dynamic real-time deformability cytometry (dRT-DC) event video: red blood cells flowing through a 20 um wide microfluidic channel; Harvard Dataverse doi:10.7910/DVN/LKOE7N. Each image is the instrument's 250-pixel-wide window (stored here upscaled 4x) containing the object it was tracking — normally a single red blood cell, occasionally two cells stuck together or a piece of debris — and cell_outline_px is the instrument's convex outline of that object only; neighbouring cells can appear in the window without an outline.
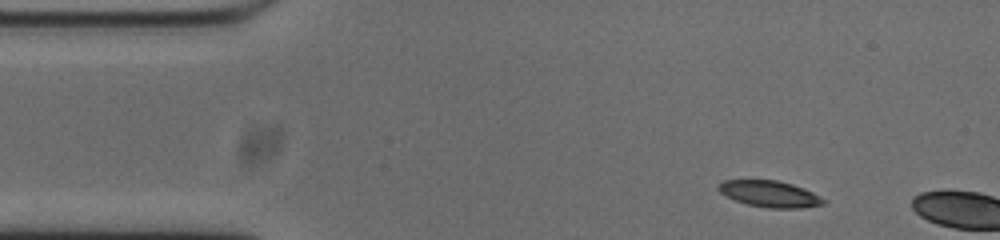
{"species": "common noctule bat (a hibernating species)", "species_latin": "Nyctalus noctula", "temperature_condition": "cold", "stored_images_in_passage": 4, "camera_frame_rate_fps": 3000, "um_per_image_px": 0.085, "animal": {"sex": "male", "body_mass_g": 20.0, "forearm_length_mm": 53.3}, "frame": {"image": 1, "passage_image": 1, "time_ms": 0.0, "image_size_px": [1000, 240], "cell_outline_px": [[828, 200], [824, 204], [800, 208], [768, 208], [748, 204], [736, 200], [720, 192], [716, 188], [724, 180], [776, 180], [792, 184], [804, 188]], "centroid_in_image_um": [65.46, 16.48], "position_along_channel_um": 19.5, "area_um2": 16.01}}